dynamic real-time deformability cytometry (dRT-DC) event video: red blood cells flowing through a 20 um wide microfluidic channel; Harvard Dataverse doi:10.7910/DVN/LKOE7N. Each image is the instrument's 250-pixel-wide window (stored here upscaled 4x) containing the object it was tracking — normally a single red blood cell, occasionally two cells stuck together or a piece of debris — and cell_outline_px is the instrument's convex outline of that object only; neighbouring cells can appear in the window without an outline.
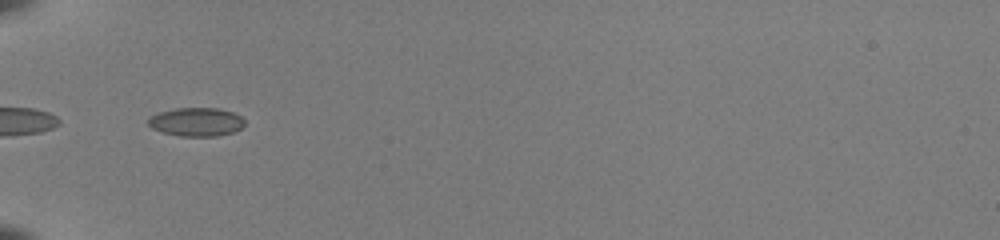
{"species": "common noctule bat (a hibernating species)", "species_latin": "Nyctalus noctula", "temperature_condition": "room temperature", "stored_images_in_passage": 33, "camera_frame_rate_fps": 3000, "um_per_image_px": 0.085, "animal": {"sex": "female", "body_mass_g": 22.0, "forearm_length_mm": 56.7}, "frame": {"image": 1, "passage_image": 1, "time_ms": 0.0, "image_size_px": [1000, 240], "cell_outline_px": [[244, 124], [240, 128], [232, 132], [216, 136], [180, 136], [164, 132], [152, 128], [148, 124], [148, 116], [160, 112], [176, 108], [216, 108], [232, 112], [240, 116], [244, 120]], "centroid_in_image_um": [16.66, 10.36], "position_along_channel_um": 68.3, "area_um2": 15.9}}
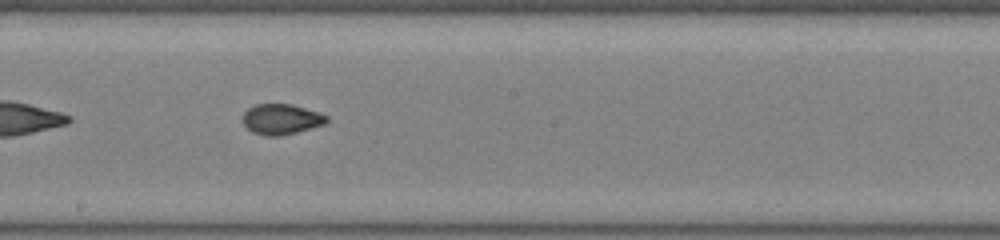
{"frame": {"image": 2, "passage_image": 13, "time_ms": 4.0, "image_size_px": [1000, 240], "cell_outline_px": [[328, 120], [324, 124], [296, 132], [280, 136], [264, 136], [252, 132], [244, 124], [244, 112], [248, 108], [256, 104], [292, 104], [328, 116]], "centroid_in_image_um": [23.89, 10.14], "position_along_channel_um": 224.3, "area_um2": 14.68}}
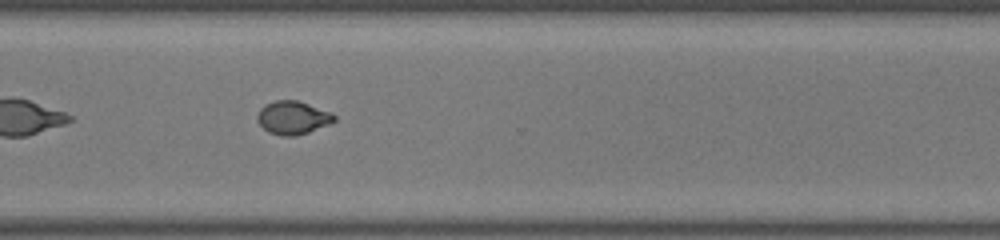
{"frame": {"image": 3, "passage_image": 22, "time_ms": 7.0, "image_size_px": [1000, 240], "cell_outline_px": [[336, 120], [328, 124], [308, 132], [296, 136], [280, 136], [268, 132], [256, 120], [256, 116], [260, 108], [264, 104], [276, 100], [296, 100], [332, 112], [336, 116]], "centroid_in_image_um": [24.86, 10.0], "position_along_channel_um": 345.7, "area_um2": 14.97}, "authors_computed_cell_mechanics": {"area_um2": 14.8546, "velocity_mm_per_s": 4.0461, "shape_relaxation_time_tau1_ms": 9.0806, "shape_relaxation_time_tau2_ms": 0.8068, "deformation_change_tau1": 0.2257, "deformation_change_tau2": 0.0448}}